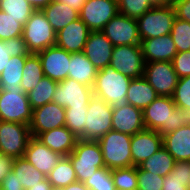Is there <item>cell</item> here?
<instances>
[{"label": "cell", "instance_id": "1", "mask_svg": "<svg viewBox=\"0 0 190 190\" xmlns=\"http://www.w3.org/2000/svg\"><path fill=\"white\" fill-rule=\"evenodd\" d=\"M182 108L176 107L172 97L158 96L143 110L145 128L156 130L161 136L185 126Z\"/></svg>", "mask_w": 190, "mask_h": 190}, {"label": "cell", "instance_id": "2", "mask_svg": "<svg viewBox=\"0 0 190 190\" xmlns=\"http://www.w3.org/2000/svg\"><path fill=\"white\" fill-rule=\"evenodd\" d=\"M132 79L116 71L113 67L106 66L98 70L93 86L94 96L103 99L113 106L126 103L128 86Z\"/></svg>", "mask_w": 190, "mask_h": 190}, {"label": "cell", "instance_id": "3", "mask_svg": "<svg viewBox=\"0 0 190 190\" xmlns=\"http://www.w3.org/2000/svg\"><path fill=\"white\" fill-rule=\"evenodd\" d=\"M131 138L129 134L110 130L97 141L106 168L112 170L132 166Z\"/></svg>", "mask_w": 190, "mask_h": 190}, {"label": "cell", "instance_id": "4", "mask_svg": "<svg viewBox=\"0 0 190 190\" xmlns=\"http://www.w3.org/2000/svg\"><path fill=\"white\" fill-rule=\"evenodd\" d=\"M175 19L173 5L156 4L136 19L140 39H152L170 34Z\"/></svg>", "mask_w": 190, "mask_h": 190}, {"label": "cell", "instance_id": "5", "mask_svg": "<svg viewBox=\"0 0 190 190\" xmlns=\"http://www.w3.org/2000/svg\"><path fill=\"white\" fill-rule=\"evenodd\" d=\"M68 157L72 162L78 182L84 183L95 171L106 167L97 141L78 139Z\"/></svg>", "mask_w": 190, "mask_h": 190}, {"label": "cell", "instance_id": "6", "mask_svg": "<svg viewBox=\"0 0 190 190\" xmlns=\"http://www.w3.org/2000/svg\"><path fill=\"white\" fill-rule=\"evenodd\" d=\"M57 33L42 10H35L23 27L22 38L30 53L40 51L56 44Z\"/></svg>", "mask_w": 190, "mask_h": 190}, {"label": "cell", "instance_id": "7", "mask_svg": "<svg viewBox=\"0 0 190 190\" xmlns=\"http://www.w3.org/2000/svg\"><path fill=\"white\" fill-rule=\"evenodd\" d=\"M113 107L93 95L87 105L84 132L78 137L86 141H98L112 130Z\"/></svg>", "mask_w": 190, "mask_h": 190}, {"label": "cell", "instance_id": "8", "mask_svg": "<svg viewBox=\"0 0 190 190\" xmlns=\"http://www.w3.org/2000/svg\"><path fill=\"white\" fill-rule=\"evenodd\" d=\"M0 118L2 121L29 125L32 119V109L27 93L22 89H0Z\"/></svg>", "mask_w": 190, "mask_h": 190}, {"label": "cell", "instance_id": "9", "mask_svg": "<svg viewBox=\"0 0 190 190\" xmlns=\"http://www.w3.org/2000/svg\"><path fill=\"white\" fill-rule=\"evenodd\" d=\"M110 66L131 79L143 77L145 60L141 45L113 47Z\"/></svg>", "mask_w": 190, "mask_h": 190}, {"label": "cell", "instance_id": "10", "mask_svg": "<svg viewBox=\"0 0 190 190\" xmlns=\"http://www.w3.org/2000/svg\"><path fill=\"white\" fill-rule=\"evenodd\" d=\"M29 125L2 121L0 125V153L21 158L31 138Z\"/></svg>", "mask_w": 190, "mask_h": 190}, {"label": "cell", "instance_id": "11", "mask_svg": "<svg viewBox=\"0 0 190 190\" xmlns=\"http://www.w3.org/2000/svg\"><path fill=\"white\" fill-rule=\"evenodd\" d=\"M158 96L172 97L178 83V76L170 61L145 63L144 76Z\"/></svg>", "mask_w": 190, "mask_h": 190}, {"label": "cell", "instance_id": "12", "mask_svg": "<svg viewBox=\"0 0 190 190\" xmlns=\"http://www.w3.org/2000/svg\"><path fill=\"white\" fill-rule=\"evenodd\" d=\"M118 13L117 0H86L79 12V18L90 31H102Z\"/></svg>", "mask_w": 190, "mask_h": 190}, {"label": "cell", "instance_id": "13", "mask_svg": "<svg viewBox=\"0 0 190 190\" xmlns=\"http://www.w3.org/2000/svg\"><path fill=\"white\" fill-rule=\"evenodd\" d=\"M102 32L114 47L141 44L137 20L120 13L105 25Z\"/></svg>", "mask_w": 190, "mask_h": 190}, {"label": "cell", "instance_id": "14", "mask_svg": "<svg viewBox=\"0 0 190 190\" xmlns=\"http://www.w3.org/2000/svg\"><path fill=\"white\" fill-rule=\"evenodd\" d=\"M93 95L91 87L71 78H66L58 82L52 102L65 108L87 107Z\"/></svg>", "mask_w": 190, "mask_h": 190}, {"label": "cell", "instance_id": "15", "mask_svg": "<svg viewBox=\"0 0 190 190\" xmlns=\"http://www.w3.org/2000/svg\"><path fill=\"white\" fill-rule=\"evenodd\" d=\"M65 107L50 102L32 110L29 129L32 137L41 133L65 126Z\"/></svg>", "mask_w": 190, "mask_h": 190}, {"label": "cell", "instance_id": "16", "mask_svg": "<svg viewBox=\"0 0 190 190\" xmlns=\"http://www.w3.org/2000/svg\"><path fill=\"white\" fill-rule=\"evenodd\" d=\"M45 77L60 82L68 78L71 53L54 45L37 53Z\"/></svg>", "mask_w": 190, "mask_h": 190}, {"label": "cell", "instance_id": "17", "mask_svg": "<svg viewBox=\"0 0 190 190\" xmlns=\"http://www.w3.org/2000/svg\"><path fill=\"white\" fill-rule=\"evenodd\" d=\"M163 146V136L156 130L144 129L132 135V166H139Z\"/></svg>", "mask_w": 190, "mask_h": 190}, {"label": "cell", "instance_id": "18", "mask_svg": "<svg viewBox=\"0 0 190 190\" xmlns=\"http://www.w3.org/2000/svg\"><path fill=\"white\" fill-rule=\"evenodd\" d=\"M144 129L146 128L141 109L127 103L113 106L112 130L132 136Z\"/></svg>", "mask_w": 190, "mask_h": 190}, {"label": "cell", "instance_id": "19", "mask_svg": "<svg viewBox=\"0 0 190 190\" xmlns=\"http://www.w3.org/2000/svg\"><path fill=\"white\" fill-rule=\"evenodd\" d=\"M23 157L47 176L63 156L52 151L36 137H31Z\"/></svg>", "mask_w": 190, "mask_h": 190}, {"label": "cell", "instance_id": "20", "mask_svg": "<svg viewBox=\"0 0 190 190\" xmlns=\"http://www.w3.org/2000/svg\"><path fill=\"white\" fill-rule=\"evenodd\" d=\"M113 47L102 31H90L82 52L96 69L101 70L110 65Z\"/></svg>", "mask_w": 190, "mask_h": 190}, {"label": "cell", "instance_id": "21", "mask_svg": "<svg viewBox=\"0 0 190 190\" xmlns=\"http://www.w3.org/2000/svg\"><path fill=\"white\" fill-rule=\"evenodd\" d=\"M89 33L87 25L78 18L57 32L55 45L70 53L82 52Z\"/></svg>", "mask_w": 190, "mask_h": 190}, {"label": "cell", "instance_id": "22", "mask_svg": "<svg viewBox=\"0 0 190 190\" xmlns=\"http://www.w3.org/2000/svg\"><path fill=\"white\" fill-rule=\"evenodd\" d=\"M145 63L152 61H170L177 54V48L171 34L152 39L141 40Z\"/></svg>", "mask_w": 190, "mask_h": 190}, {"label": "cell", "instance_id": "23", "mask_svg": "<svg viewBox=\"0 0 190 190\" xmlns=\"http://www.w3.org/2000/svg\"><path fill=\"white\" fill-rule=\"evenodd\" d=\"M37 139L52 151L62 156H68L72 153L79 138L66 126H63L41 133Z\"/></svg>", "mask_w": 190, "mask_h": 190}, {"label": "cell", "instance_id": "24", "mask_svg": "<svg viewBox=\"0 0 190 190\" xmlns=\"http://www.w3.org/2000/svg\"><path fill=\"white\" fill-rule=\"evenodd\" d=\"M163 147L175 161H190V125L163 135Z\"/></svg>", "mask_w": 190, "mask_h": 190}, {"label": "cell", "instance_id": "25", "mask_svg": "<svg viewBox=\"0 0 190 190\" xmlns=\"http://www.w3.org/2000/svg\"><path fill=\"white\" fill-rule=\"evenodd\" d=\"M98 69L89 61L83 52L71 53L68 78L93 88Z\"/></svg>", "mask_w": 190, "mask_h": 190}, {"label": "cell", "instance_id": "26", "mask_svg": "<svg viewBox=\"0 0 190 190\" xmlns=\"http://www.w3.org/2000/svg\"><path fill=\"white\" fill-rule=\"evenodd\" d=\"M158 97L155 89L144 78L132 79L128 86L126 103L142 111Z\"/></svg>", "mask_w": 190, "mask_h": 190}, {"label": "cell", "instance_id": "27", "mask_svg": "<svg viewBox=\"0 0 190 190\" xmlns=\"http://www.w3.org/2000/svg\"><path fill=\"white\" fill-rule=\"evenodd\" d=\"M42 11L56 33L79 18L78 11L57 0H53Z\"/></svg>", "mask_w": 190, "mask_h": 190}, {"label": "cell", "instance_id": "28", "mask_svg": "<svg viewBox=\"0 0 190 190\" xmlns=\"http://www.w3.org/2000/svg\"><path fill=\"white\" fill-rule=\"evenodd\" d=\"M26 57L27 56H11L5 69L0 74V89L2 91L22 89L21 80Z\"/></svg>", "mask_w": 190, "mask_h": 190}, {"label": "cell", "instance_id": "29", "mask_svg": "<svg viewBox=\"0 0 190 190\" xmlns=\"http://www.w3.org/2000/svg\"><path fill=\"white\" fill-rule=\"evenodd\" d=\"M12 171L25 190L46 179V175L37 170L24 157L14 159Z\"/></svg>", "mask_w": 190, "mask_h": 190}, {"label": "cell", "instance_id": "30", "mask_svg": "<svg viewBox=\"0 0 190 190\" xmlns=\"http://www.w3.org/2000/svg\"><path fill=\"white\" fill-rule=\"evenodd\" d=\"M53 188L61 189L77 182L76 173L68 156H63L46 176Z\"/></svg>", "mask_w": 190, "mask_h": 190}, {"label": "cell", "instance_id": "31", "mask_svg": "<svg viewBox=\"0 0 190 190\" xmlns=\"http://www.w3.org/2000/svg\"><path fill=\"white\" fill-rule=\"evenodd\" d=\"M190 161H176L172 171L164 177L162 190H189Z\"/></svg>", "mask_w": 190, "mask_h": 190}, {"label": "cell", "instance_id": "32", "mask_svg": "<svg viewBox=\"0 0 190 190\" xmlns=\"http://www.w3.org/2000/svg\"><path fill=\"white\" fill-rule=\"evenodd\" d=\"M175 162L174 157L162 146L157 152L142 162L139 167L142 170L165 177L172 171Z\"/></svg>", "mask_w": 190, "mask_h": 190}, {"label": "cell", "instance_id": "33", "mask_svg": "<svg viewBox=\"0 0 190 190\" xmlns=\"http://www.w3.org/2000/svg\"><path fill=\"white\" fill-rule=\"evenodd\" d=\"M44 72L38 54L30 53L26 57L23 68L21 87L24 93H29L44 78Z\"/></svg>", "mask_w": 190, "mask_h": 190}, {"label": "cell", "instance_id": "34", "mask_svg": "<svg viewBox=\"0 0 190 190\" xmlns=\"http://www.w3.org/2000/svg\"><path fill=\"white\" fill-rule=\"evenodd\" d=\"M57 84V81L51 80L49 77L42 78L38 85L27 94L31 109L52 102Z\"/></svg>", "mask_w": 190, "mask_h": 190}, {"label": "cell", "instance_id": "35", "mask_svg": "<svg viewBox=\"0 0 190 190\" xmlns=\"http://www.w3.org/2000/svg\"><path fill=\"white\" fill-rule=\"evenodd\" d=\"M0 10L8 14L23 26L35 9L27 0H0Z\"/></svg>", "mask_w": 190, "mask_h": 190}, {"label": "cell", "instance_id": "36", "mask_svg": "<svg viewBox=\"0 0 190 190\" xmlns=\"http://www.w3.org/2000/svg\"><path fill=\"white\" fill-rule=\"evenodd\" d=\"M116 190H137V167L117 168L111 170Z\"/></svg>", "mask_w": 190, "mask_h": 190}, {"label": "cell", "instance_id": "37", "mask_svg": "<svg viewBox=\"0 0 190 190\" xmlns=\"http://www.w3.org/2000/svg\"><path fill=\"white\" fill-rule=\"evenodd\" d=\"M119 13L137 19L154 7L153 0H117Z\"/></svg>", "mask_w": 190, "mask_h": 190}, {"label": "cell", "instance_id": "38", "mask_svg": "<svg viewBox=\"0 0 190 190\" xmlns=\"http://www.w3.org/2000/svg\"><path fill=\"white\" fill-rule=\"evenodd\" d=\"M170 34L177 52L190 51V23L188 21L176 18Z\"/></svg>", "mask_w": 190, "mask_h": 190}, {"label": "cell", "instance_id": "39", "mask_svg": "<svg viewBox=\"0 0 190 190\" xmlns=\"http://www.w3.org/2000/svg\"><path fill=\"white\" fill-rule=\"evenodd\" d=\"M65 126L79 137L85 129L87 107L65 108Z\"/></svg>", "mask_w": 190, "mask_h": 190}, {"label": "cell", "instance_id": "40", "mask_svg": "<svg viewBox=\"0 0 190 190\" xmlns=\"http://www.w3.org/2000/svg\"><path fill=\"white\" fill-rule=\"evenodd\" d=\"M84 184L90 190H116L111 170L106 167L95 171L94 174L84 182Z\"/></svg>", "mask_w": 190, "mask_h": 190}, {"label": "cell", "instance_id": "41", "mask_svg": "<svg viewBox=\"0 0 190 190\" xmlns=\"http://www.w3.org/2000/svg\"><path fill=\"white\" fill-rule=\"evenodd\" d=\"M23 27L21 23L16 22V19L0 10V40L5 41L22 36Z\"/></svg>", "mask_w": 190, "mask_h": 190}, {"label": "cell", "instance_id": "42", "mask_svg": "<svg viewBox=\"0 0 190 190\" xmlns=\"http://www.w3.org/2000/svg\"><path fill=\"white\" fill-rule=\"evenodd\" d=\"M164 177L137 166V190H162Z\"/></svg>", "mask_w": 190, "mask_h": 190}, {"label": "cell", "instance_id": "43", "mask_svg": "<svg viewBox=\"0 0 190 190\" xmlns=\"http://www.w3.org/2000/svg\"><path fill=\"white\" fill-rule=\"evenodd\" d=\"M172 99L176 107L190 109V76L178 79Z\"/></svg>", "mask_w": 190, "mask_h": 190}, {"label": "cell", "instance_id": "44", "mask_svg": "<svg viewBox=\"0 0 190 190\" xmlns=\"http://www.w3.org/2000/svg\"><path fill=\"white\" fill-rule=\"evenodd\" d=\"M172 64L178 78L190 76V51L177 52Z\"/></svg>", "mask_w": 190, "mask_h": 190}, {"label": "cell", "instance_id": "45", "mask_svg": "<svg viewBox=\"0 0 190 190\" xmlns=\"http://www.w3.org/2000/svg\"><path fill=\"white\" fill-rule=\"evenodd\" d=\"M4 45H8L10 56H28L30 54L22 36L5 40Z\"/></svg>", "mask_w": 190, "mask_h": 190}, {"label": "cell", "instance_id": "46", "mask_svg": "<svg viewBox=\"0 0 190 190\" xmlns=\"http://www.w3.org/2000/svg\"><path fill=\"white\" fill-rule=\"evenodd\" d=\"M176 18L190 23V0H184L173 4Z\"/></svg>", "mask_w": 190, "mask_h": 190}, {"label": "cell", "instance_id": "47", "mask_svg": "<svg viewBox=\"0 0 190 190\" xmlns=\"http://www.w3.org/2000/svg\"><path fill=\"white\" fill-rule=\"evenodd\" d=\"M14 158L0 153V186L4 177L12 170Z\"/></svg>", "mask_w": 190, "mask_h": 190}, {"label": "cell", "instance_id": "48", "mask_svg": "<svg viewBox=\"0 0 190 190\" xmlns=\"http://www.w3.org/2000/svg\"><path fill=\"white\" fill-rule=\"evenodd\" d=\"M1 186L5 190H25L17 181V177L12 170L4 177Z\"/></svg>", "mask_w": 190, "mask_h": 190}, {"label": "cell", "instance_id": "49", "mask_svg": "<svg viewBox=\"0 0 190 190\" xmlns=\"http://www.w3.org/2000/svg\"><path fill=\"white\" fill-rule=\"evenodd\" d=\"M10 58L11 56L8 45H4V41L0 40V74L5 69Z\"/></svg>", "mask_w": 190, "mask_h": 190}, {"label": "cell", "instance_id": "50", "mask_svg": "<svg viewBox=\"0 0 190 190\" xmlns=\"http://www.w3.org/2000/svg\"><path fill=\"white\" fill-rule=\"evenodd\" d=\"M57 1L64 3L70 6L71 8L75 9L76 11L80 12L81 7L83 6L86 0H57Z\"/></svg>", "mask_w": 190, "mask_h": 190}, {"label": "cell", "instance_id": "51", "mask_svg": "<svg viewBox=\"0 0 190 190\" xmlns=\"http://www.w3.org/2000/svg\"><path fill=\"white\" fill-rule=\"evenodd\" d=\"M52 190H90V189L84 183L77 181L75 183L69 184L64 188L61 189L53 188Z\"/></svg>", "mask_w": 190, "mask_h": 190}, {"label": "cell", "instance_id": "52", "mask_svg": "<svg viewBox=\"0 0 190 190\" xmlns=\"http://www.w3.org/2000/svg\"><path fill=\"white\" fill-rule=\"evenodd\" d=\"M35 10H42L48 6L53 0H27Z\"/></svg>", "mask_w": 190, "mask_h": 190}, {"label": "cell", "instance_id": "53", "mask_svg": "<svg viewBox=\"0 0 190 190\" xmlns=\"http://www.w3.org/2000/svg\"><path fill=\"white\" fill-rule=\"evenodd\" d=\"M53 187L46 178L45 180L37 183L35 186H32L31 188H28L26 190H52Z\"/></svg>", "mask_w": 190, "mask_h": 190}, {"label": "cell", "instance_id": "54", "mask_svg": "<svg viewBox=\"0 0 190 190\" xmlns=\"http://www.w3.org/2000/svg\"><path fill=\"white\" fill-rule=\"evenodd\" d=\"M184 114L185 125H190V109H182Z\"/></svg>", "mask_w": 190, "mask_h": 190}, {"label": "cell", "instance_id": "55", "mask_svg": "<svg viewBox=\"0 0 190 190\" xmlns=\"http://www.w3.org/2000/svg\"><path fill=\"white\" fill-rule=\"evenodd\" d=\"M180 1H184V0H167V4L173 5V4L180 2Z\"/></svg>", "mask_w": 190, "mask_h": 190}, {"label": "cell", "instance_id": "56", "mask_svg": "<svg viewBox=\"0 0 190 190\" xmlns=\"http://www.w3.org/2000/svg\"><path fill=\"white\" fill-rule=\"evenodd\" d=\"M156 4H167V0H153Z\"/></svg>", "mask_w": 190, "mask_h": 190}]
</instances>
